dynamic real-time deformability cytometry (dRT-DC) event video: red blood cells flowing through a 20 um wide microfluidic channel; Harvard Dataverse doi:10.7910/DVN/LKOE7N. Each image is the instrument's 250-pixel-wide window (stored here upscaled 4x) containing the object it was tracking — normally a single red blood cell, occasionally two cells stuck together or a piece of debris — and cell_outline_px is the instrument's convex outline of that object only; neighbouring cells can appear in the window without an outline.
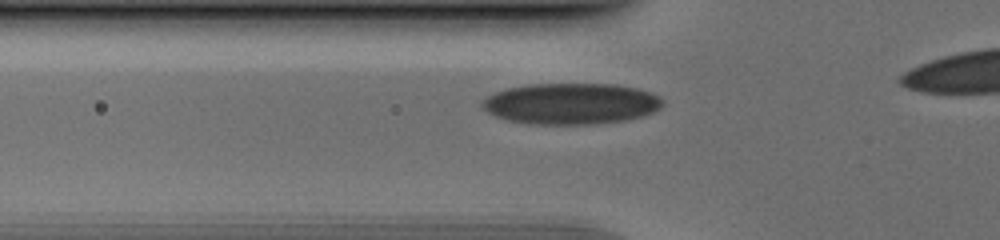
{"species": "human", "species_latin": "Homo sapiens", "temperature_condition": "cold", "stored_images_in_passage": 32, "camera_frame_rate_fps": 3000, "um_per_image_px": 0.085, "donor": {"sex": "male"}, "frame": {"image": 1, "passage_image": 5, "time_ms": 1.333, "image_size_px": [1000, 240], "cell_outline_px": [[664, 104], [660, 108], [644, 116], [624, 120], [596, 124], [532, 124], [508, 120], [496, 116], [488, 112], [480, 104], [488, 96], [496, 92], [508, 88], [528, 84], [616, 84], [636, 88], [652, 92], [660, 96], [664, 100]], "centroid_in_image_um": [48.59, 8.81], "position_along_channel_um": 77.2, "area_um2": 43.35}}
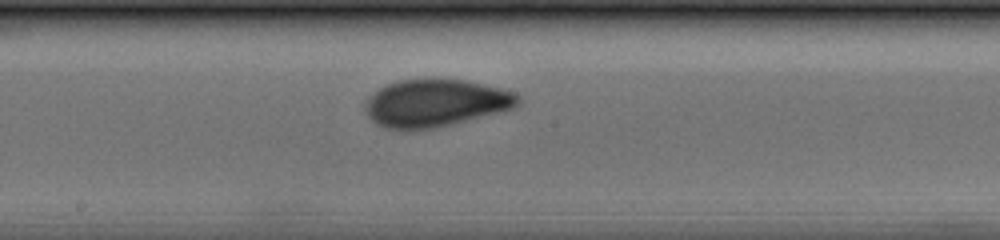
{"frame": {"image": 2, "passage_image": 15, "time_ms": 4.667, "image_size_px": [1000, 240], "cell_outline_px": [[520, 104], [512, 108], [452, 124], [436, 128], [412, 132], [408, 132], [384, 128], [376, 124], [368, 116], [364, 108], [364, 104], [368, 96], [380, 88], [388, 84], [400, 80], [464, 80], [500, 88], [516, 92], [520, 96]], "centroid_in_image_um": [36.97, 8.8], "position_along_channel_um": 211.2, "area_um2": 42.43}}
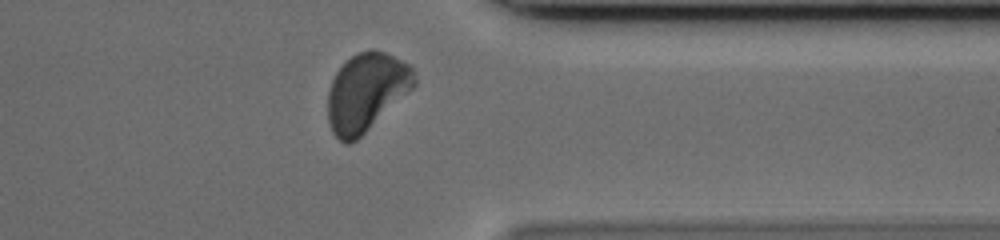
{"frame": {"image": 3, "passage_image": 28, "time_ms": 9.0, "image_size_px": [1000, 240], "cell_outline_px": [[416, 84], [412, 88], [356, 140], [348, 144], [344, 144], [332, 132], [328, 120], [328, 92], [332, 80], [336, 72], [356, 52], [368, 48], [372, 48], [384, 52], [408, 64], [412, 68], [416, 76]], "centroid_in_image_um": [31.11, 7.81], "position_along_channel_um": 380.3, "area_um2": 38.84}}